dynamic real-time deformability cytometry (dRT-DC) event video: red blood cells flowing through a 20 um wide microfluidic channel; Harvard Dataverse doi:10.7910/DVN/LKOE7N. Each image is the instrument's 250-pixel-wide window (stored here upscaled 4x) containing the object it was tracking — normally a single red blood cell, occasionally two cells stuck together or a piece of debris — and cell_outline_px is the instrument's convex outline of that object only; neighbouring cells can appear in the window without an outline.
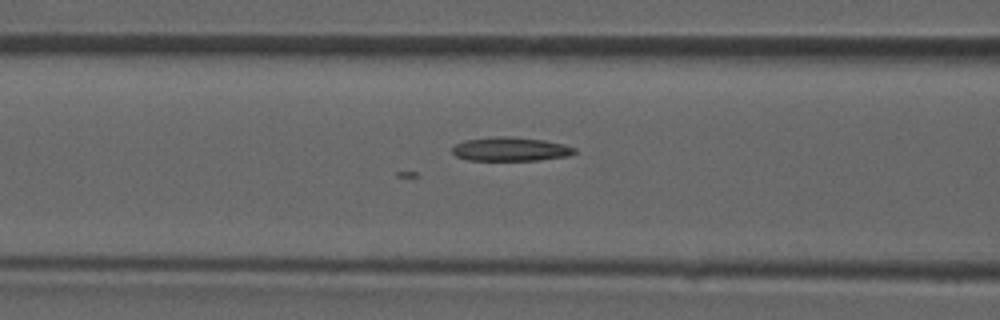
{"species": "common noctule bat (a hibernating species)", "species_latin": "Nyctalus noctula", "temperature_condition": "room temperature", "stored_images_in_passage": 47, "camera_frame_rate_fps": 3000, "um_per_image_px": 0.085, "animal": {"sex": "male", "forearm_length_mm": 52.5}, "frame": {"image": 1, "passage_image": 19, "time_ms": 6.0, "image_size_px": [1000, 320], "cell_outline_px": [[576, 152], [568, 156], [536, 160], [468, 160], [456, 156], [452, 152], [452, 148], [456, 144], [464, 140], [500, 136], [508, 136], [544, 140], [564, 144], [576, 148]], "centroid_in_image_um": [43.4, 12.67], "position_along_channel_um": 123.2, "area_um2": 16.94}}